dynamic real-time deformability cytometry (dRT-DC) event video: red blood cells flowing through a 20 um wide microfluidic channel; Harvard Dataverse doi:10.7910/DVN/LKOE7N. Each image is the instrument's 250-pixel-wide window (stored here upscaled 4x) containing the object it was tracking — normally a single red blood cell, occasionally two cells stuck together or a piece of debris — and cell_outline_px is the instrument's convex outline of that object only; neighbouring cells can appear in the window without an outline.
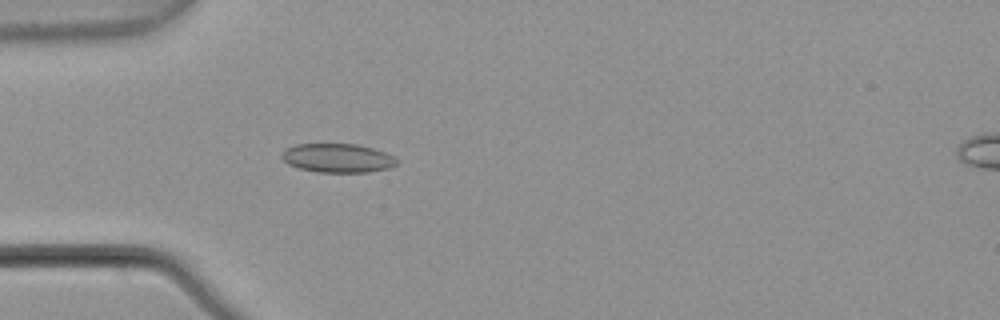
{"species": "common noctule bat (a hibernating species)", "species_latin": "Nyctalus noctula", "temperature_condition": "warm", "stored_images_in_passage": 6, "camera_frame_rate_fps": 3000, "um_per_image_px": 0.085, "animal": {"sex": "male", "body_mass_g": 21.5, "forearm_length_mm": 52.0}, "frame": {"image": 1, "passage_image": 5, "time_ms": 1.333, "image_size_px": [1000, 320], "cell_outline_px": [[396, 164], [388, 168], [368, 172], [316, 172], [300, 168], [288, 164], [280, 156], [284, 148], [296, 144], [356, 144], [372, 148], [396, 156]], "centroid_in_image_um": [28.67, 13.43], "position_along_channel_um": 56.3, "area_um2": 19.36}}